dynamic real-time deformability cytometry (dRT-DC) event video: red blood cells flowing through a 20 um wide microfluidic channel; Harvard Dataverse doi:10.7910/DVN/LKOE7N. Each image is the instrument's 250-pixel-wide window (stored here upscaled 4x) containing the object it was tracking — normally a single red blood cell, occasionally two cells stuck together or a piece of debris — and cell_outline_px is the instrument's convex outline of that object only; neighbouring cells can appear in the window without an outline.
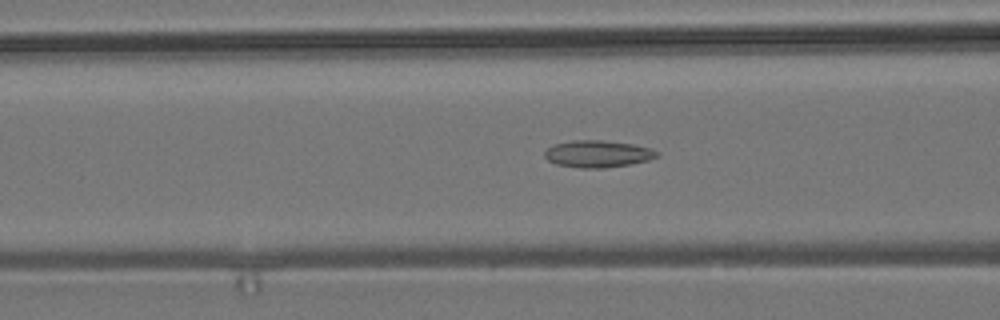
{"species": "common noctule bat (a hibernating species)", "species_latin": "Nyctalus noctula", "temperature_condition": "room temperature", "stored_images_in_passage": 54, "camera_frame_rate_fps": 3000, "um_per_image_px": 0.085, "animal": {"sex": "male", "body_mass_g": 19.2, "forearm_length_mm": 51.8}, "frame": {"image": 1, "passage_image": 21, "time_ms": 6.667, "image_size_px": [1000, 320], "cell_outline_px": [[660, 156], [648, 160], [628, 164], [604, 168], [580, 168], [556, 164], [548, 160], [544, 156], [544, 152], [552, 144], [572, 140], [604, 140], [632, 144], [652, 148], [660, 152]], "centroid_in_image_um": [50.81, 13.07], "position_along_channel_um": 115.8, "area_um2": 17.8}}
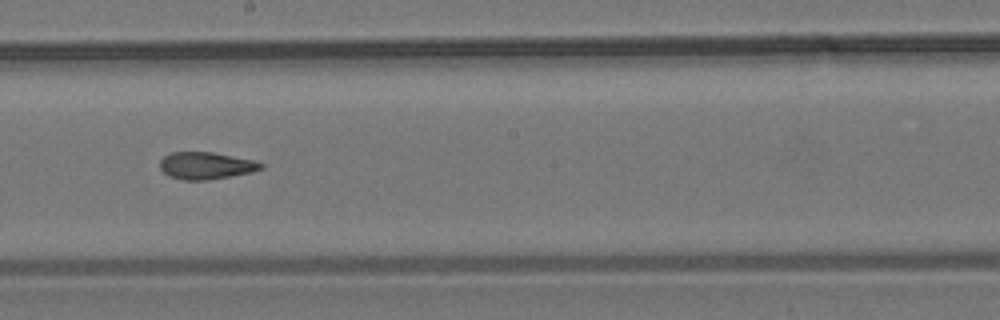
{"frame": {"image": 2, "passage_image": 30, "time_ms": 9.667, "image_size_px": [1000, 320], "cell_outline_px": [[264, 168], [252, 172], [208, 180], [184, 180], [168, 176], [160, 168], [160, 160], [164, 156], [172, 152], [212, 152], [252, 160], [264, 164]], "centroid_in_image_um": [17.5, 14.08], "position_along_channel_um": 230.7, "area_um2": 15.9}}
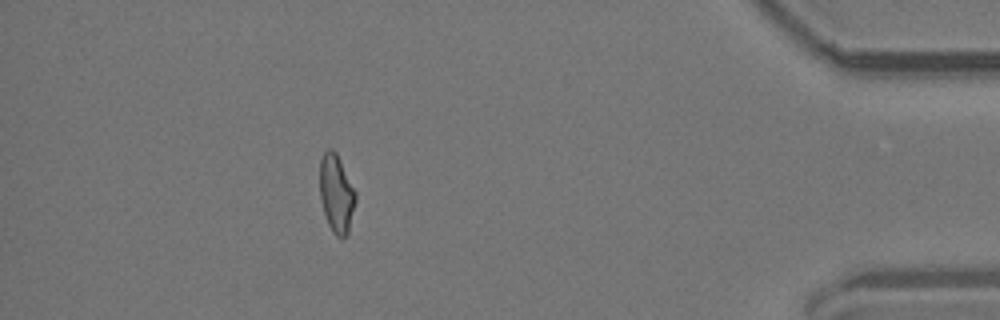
{"frame": {"image": 3, "passage_image": 48, "time_ms": 15.667, "image_size_px": [1000, 320], "cell_outline_px": [[356, 200], [348, 232], [344, 236], [336, 236], [332, 232], [328, 224], [320, 200], [320, 160], [324, 152], [328, 148], [332, 148], [336, 152], [356, 192]], "centroid_in_image_um": [28.58, 16.43], "position_along_channel_um": 406.6, "area_um2": 16.18}, "authors_computed_cell_mechanics": {"area_um2": 16.6753, "velocity_mm_per_s": 3.8284, "shape_relaxation_time_tau1_ms": null, "shape_relaxation_time_tau2_ms": 2.7537, "deformation_change_tau1": null, "deformation_change_tau2": 0.1074}}